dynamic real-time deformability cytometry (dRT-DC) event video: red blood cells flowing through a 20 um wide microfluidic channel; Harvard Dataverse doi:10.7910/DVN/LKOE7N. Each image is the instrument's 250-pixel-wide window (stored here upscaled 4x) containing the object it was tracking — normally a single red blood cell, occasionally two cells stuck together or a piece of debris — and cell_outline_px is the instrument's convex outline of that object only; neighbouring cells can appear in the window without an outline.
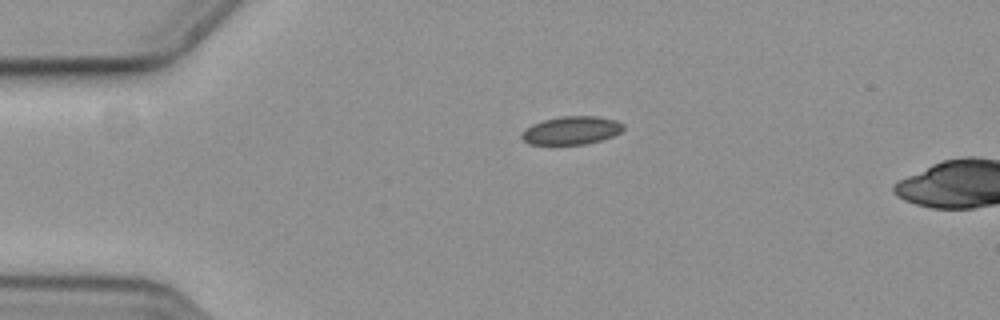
{"species": "common noctule bat (a hibernating species)", "species_latin": "Nyctalus noctula", "temperature_condition": "cold", "stored_images_in_passage": 4, "camera_frame_rate_fps": 3000, "um_per_image_px": 0.085, "animal": {"sex": "female", "body_mass_g": 19.3, "forearm_length_mm": 54.1}, "frame": {"image": 1, "passage_image": 1, "time_ms": 0.0, "image_size_px": [1000, 320], "cell_outline_px": [[624, 128], [620, 132], [612, 136], [600, 140], [584, 144], [528, 144], [520, 136], [532, 124], [544, 120], [560, 116], [596, 116], [616, 120], [624, 124]], "centroid_in_image_um": [48.59, 11.07], "position_along_channel_um": 36.4, "area_um2": 16.47}}